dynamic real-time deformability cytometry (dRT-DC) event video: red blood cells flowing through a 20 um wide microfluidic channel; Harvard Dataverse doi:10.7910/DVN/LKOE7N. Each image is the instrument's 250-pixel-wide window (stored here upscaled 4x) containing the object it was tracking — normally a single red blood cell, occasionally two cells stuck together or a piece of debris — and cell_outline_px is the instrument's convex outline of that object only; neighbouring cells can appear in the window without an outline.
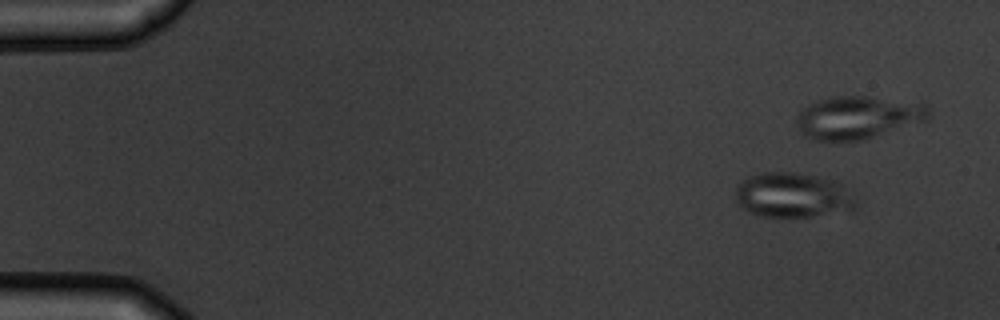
{"species": "common noctule bat (a hibernating species)", "species_latin": "Nyctalus noctula", "temperature_condition": "warm", "stored_images_in_passage": 6, "camera_frame_rate_fps": 3000, "um_per_image_px": 0.085, "animal": {"sex": "male", "body_mass_g": 19.5, "forearm_length_mm": 54.6}, "frame": {"image": 1, "passage_image": 6, "time_ms": 5.667, "image_size_px": [1000, 320], "cell_outline_px": [[856, 204], [852, 212], [808, 216], [756, 216], [748, 212], [736, 200], [736, 188], [740, 180], [748, 176], [764, 172], [792, 172], [840, 180]], "centroid_in_image_um": [67.39, 16.58], "position_along_channel_um": 17.6, "area_um2": 31.67}}